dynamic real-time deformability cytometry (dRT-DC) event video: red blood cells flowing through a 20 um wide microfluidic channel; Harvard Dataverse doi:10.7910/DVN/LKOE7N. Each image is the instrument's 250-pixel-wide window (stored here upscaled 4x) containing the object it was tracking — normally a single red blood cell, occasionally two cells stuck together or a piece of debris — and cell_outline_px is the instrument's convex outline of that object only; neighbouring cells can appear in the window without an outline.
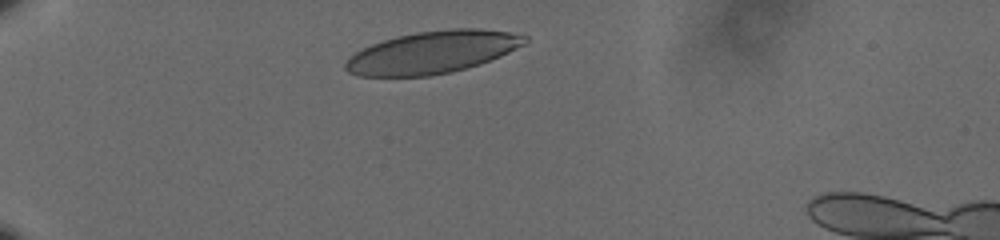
{"species": "human", "species_latin": "Homo sapiens", "temperature_condition": "cold", "stored_images_in_passage": 35, "camera_frame_rate_fps": 3000, "um_per_image_px": 0.085, "donor": {"sex": "male"}, "frame": {"image": 1, "passage_image": 1, "time_ms": 0.0, "image_size_px": [1000, 240], "cell_outline_px": [[528, 40], [524, 44], [500, 56], [480, 64], [468, 68], [452, 72], [428, 76], [360, 76], [348, 72], [344, 68], [344, 64], [348, 56], [372, 44], [396, 36], [416, 32], [452, 28], [480, 28], [508, 32], [528, 36]], "centroid_in_image_um": [36.75, 4.44], "position_along_channel_um": 48.3, "area_um2": 44.27}}
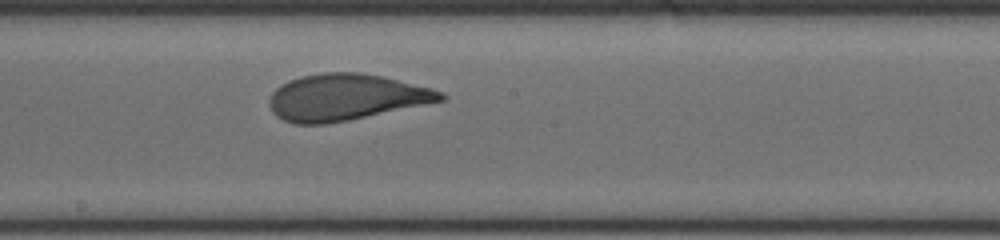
{"frame": {"image": 2, "passage_image": 19, "time_ms": 6.0, "image_size_px": [1000, 240], "cell_outline_px": [[448, 96], [444, 100], [348, 120], [324, 124], [296, 124], [284, 120], [276, 116], [272, 112], [268, 104], [268, 100], [272, 92], [280, 84], [288, 80], [300, 76], [324, 72], [360, 72], [384, 76], [432, 88], [444, 92]], "centroid_in_image_um": [29.37, 8.25], "position_along_channel_um": 218.8, "area_um2": 46.47}}
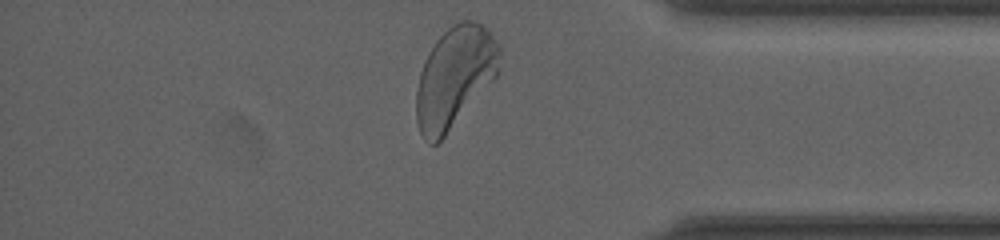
{"frame": {"image": 3, "passage_image": 35, "time_ms": 11.333, "image_size_px": [1000, 240], "cell_outline_px": [[500, 72], [444, 136], [436, 144], [428, 144], [424, 140], [420, 132], [416, 120], [416, 92], [420, 72], [424, 60], [428, 52], [436, 40], [448, 28], [460, 20], [476, 20], [488, 28], [492, 32], [500, 44]], "centroid_in_image_um": [38.66, 6.51], "position_along_channel_um": 396.5, "area_um2": 49.13}, "authors_computed_cell_mechanics": {"area_um2": 46.1822, "velocity_mm_per_s": 3.5622, "shape_relaxation_time_tau1_ms": 3.5026, "shape_relaxation_time_tau2_ms": null, "deformation_change_tau1": 0.1844, "deformation_change_tau2": null}}